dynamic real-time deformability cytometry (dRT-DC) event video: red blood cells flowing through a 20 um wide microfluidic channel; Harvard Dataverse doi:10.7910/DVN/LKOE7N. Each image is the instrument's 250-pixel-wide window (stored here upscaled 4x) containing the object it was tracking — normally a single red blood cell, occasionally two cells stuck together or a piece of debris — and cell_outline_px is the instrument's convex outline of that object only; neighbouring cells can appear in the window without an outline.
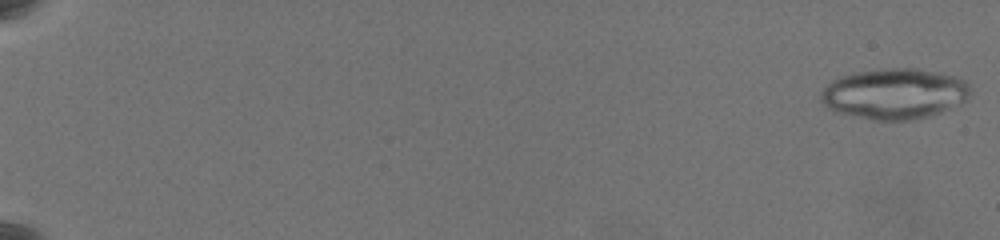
{"species": "common noctule bat (a hibernating species)", "species_latin": "Nyctalus noctula", "temperature_condition": "warm", "stored_images_in_passage": 28, "camera_frame_rate_fps": 3000, "um_per_image_px": 0.085, "animal": {"sex": "female", "body_mass_g": 19.5, "forearm_length_mm": 54.1}, "frame": {"image": 1, "passage_image": 1, "time_ms": 0.0, "image_size_px": [1000, 240], "cell_outline_px": [[972, 92], [968, 100], [940, 112], [928, 116], [912, 120], [872, 120], [836, 112], [828, 108], [820, 100], [820, 96], [824, 88], [832, 80], [840, 76], [856, 72], [892, 68], [916, 68], [956, 76], [964, 80], [968, 84]], "centroid_in_image_um": [76.05, 7.97], "position_along_channel_um": 9.0, "area_um2": 44.16}}